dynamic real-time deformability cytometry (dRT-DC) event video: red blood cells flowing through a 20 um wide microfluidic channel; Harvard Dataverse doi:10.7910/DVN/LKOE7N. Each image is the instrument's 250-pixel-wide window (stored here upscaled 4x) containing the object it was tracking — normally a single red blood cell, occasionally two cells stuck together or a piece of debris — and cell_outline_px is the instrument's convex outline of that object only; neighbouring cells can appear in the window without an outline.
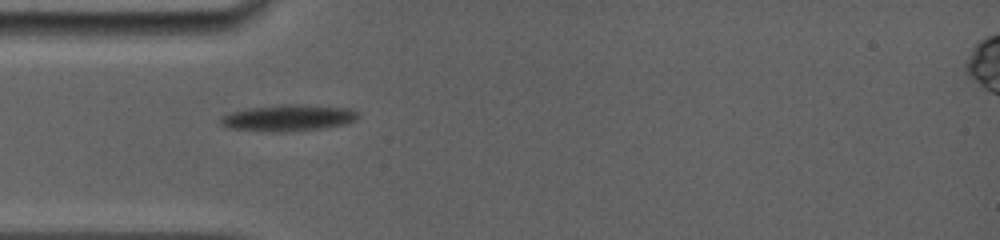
{"species": "common noctule bat (a hibernating species)", "species_latin": "Nyctalus noctula", "temperature_condition": "room temperature", "stored_images_in_passage": 47, "camera_frame_rate_fps": 5000, "um_per_image_px": 0.085, "animal": {"sex": "female", "body_mass_g": 19.0, "forearm_length_mm": 56.7}, "frame": {"image": 1, "passage_image": 1, "time_ms": 0.0, "image_size_px": [1000, 240], "cell_outline_px": [[360, 116], [356, 120], [348, 124], [320, 128], [284, 132], [280, 132], [228, 128], [220, 124], [220, 116], [232, 112], [248, 108], [284, 104], [300, 104], [348, 108], [360, 112]], "centroid_in_image_um": [24.54, 10.01], "position_along_channel_um": 60.5, "area_um2": 21.21}}
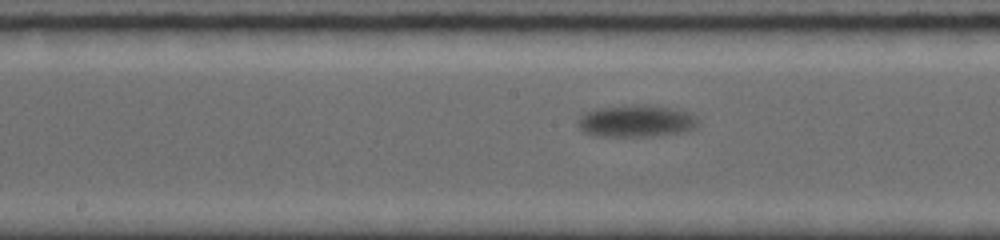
{"frame": {"image": 2, "passage_image": 20, "time_ms": 3.8, "image_size_px": [1000, 240], "cell_outline_px": [[696, 128], [684, 132], [656, 136], [592, 136], [584, 132], [580, 128], [580, 116], [584, 112], [596, 108], [636, 104], [648, 104], [672, 108], [692, 112], [696, 116]], "centroid_in_image_um": [54.11, 10.28], "position_along_channel_um": 194.1, "area_um2": 22.72}}
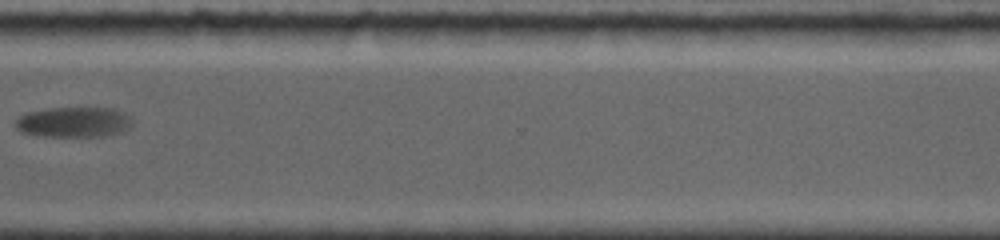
{"frame": {"image": 3, "passage_image": 46, "time_ms": 8.6, "image_size_px": [1000, 240], "cell_outline_px": [[132, 120], [128, 128], [124, 132], [104, 136], [44, 136], [20, 132], [16, 128], [16, 120], [20, 116], [28, 112], [52, 108], [112, 108], [124, 112]], "centroid_in_image_um": [6.28, 10.38], "position_along_channel_um": 364.3, "area_um2": 20.52}}